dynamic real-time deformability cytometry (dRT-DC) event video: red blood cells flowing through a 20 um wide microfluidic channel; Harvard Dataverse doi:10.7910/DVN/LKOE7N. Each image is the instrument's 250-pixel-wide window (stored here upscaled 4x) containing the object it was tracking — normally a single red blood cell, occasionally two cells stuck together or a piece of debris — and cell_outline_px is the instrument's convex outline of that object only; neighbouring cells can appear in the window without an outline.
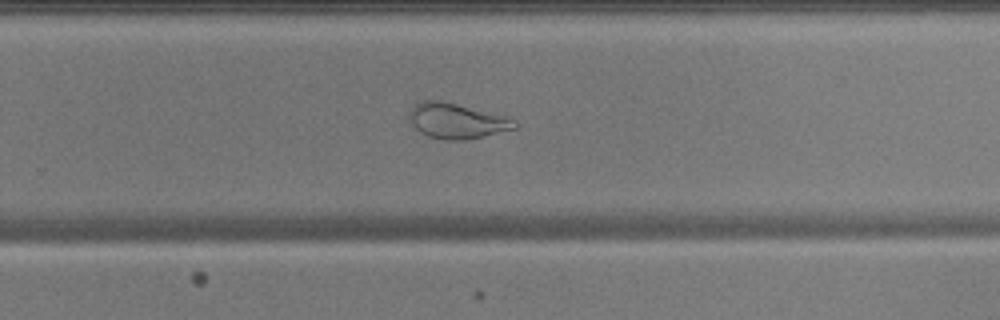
{"species": "common noctule bat (a hibernating species)", "species_latin": "Nyctalus noctula", "temperature_condition": "warm", "stored_images_in_passage": 34, "camera_frame_rate_fps": 3000, "um_per_image_px": 0.085, "animal": {"sex": "male", "body_mass_g": 17.9, "forearm_length_mm": 54.2}, "frame": {"image": 1, "passage_image": 20, "time_ms": 6.333, "image_size_px": [1000, 320], "cell_outline_px": [[520, 124], [516, 128], [480, 136], [460, 140], [444, 140], [428, 136], [420, 132], [412, 124], [408, 116], [408, 112], [420, 100], [444, 100], [508, 116], [516, 120]], "centroid_in_image_um": [38.83, 10.24], "position_along_channel_um": 291.0, "area_um2": 21.85}, "authors_computed_cell_mechanics": {"area_um2": 23.6113, "velocity_mm_per_s": 3.8497, "shape_relaxation_time_tau1_ms": null, "shape_relaxation_time_tau2_ms": 0.8165, "deformation_change_tau1": null, "deformation_change_tau2": 0.0589}}